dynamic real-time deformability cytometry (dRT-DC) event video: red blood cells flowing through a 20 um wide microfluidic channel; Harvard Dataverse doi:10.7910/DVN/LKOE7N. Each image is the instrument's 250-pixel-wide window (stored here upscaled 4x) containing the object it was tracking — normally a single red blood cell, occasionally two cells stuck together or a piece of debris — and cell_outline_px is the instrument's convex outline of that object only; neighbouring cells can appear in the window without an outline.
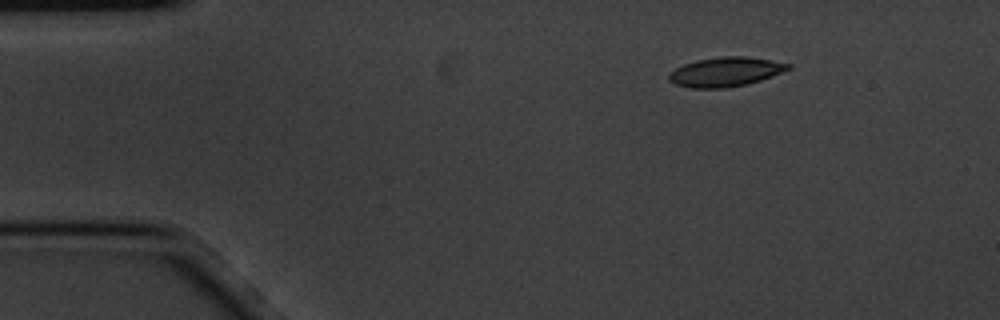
{"species": "common noctule bat (a hibernating species)", "species_latin": "Nyctalus noctula", "temperature_condition": "cold", "stored_images_in_passage": 4, "camera_frame_rate_fps": 3000, "um_per_image_px": 0.085, "animal": {"sex": "male", "body_mass_g": 20.1, "forearm_length_mm": 53.5}, "frame": {"image": 1, "passage_image": 4, "time_ms": 1.0, "image_size_px": [1000, 320], "cell_outline_px": [[792, 68], [772, 76], [748, 84], [724, 88], [692, 88], [676, 84], [668, 80], [668, 76], [676, 68], [684, 64], [696, 60], [720, 56], [744, 56], [772, 60], [792, 64]], "centroid_in_image_um": [61.7, 6.1], "position_along_channel_um": 23.3, "area_um2": 20.4}}